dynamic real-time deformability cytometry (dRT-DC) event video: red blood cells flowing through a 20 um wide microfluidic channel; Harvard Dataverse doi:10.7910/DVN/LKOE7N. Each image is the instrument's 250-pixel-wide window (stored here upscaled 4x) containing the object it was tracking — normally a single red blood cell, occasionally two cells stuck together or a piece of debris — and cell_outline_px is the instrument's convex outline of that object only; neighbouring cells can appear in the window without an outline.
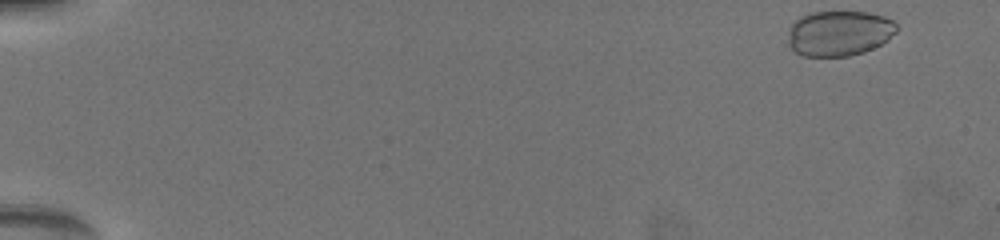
{"species": "common noctule bat (a hibernating species)", "species_latin": "Nyctalus noctula", "temperature_condition": "warm", "stored_images_in_passage": 49, "camera_frame_rate_fps": 3000, "um_per_image_px": 0.085, "animal": {"sex": "female", "body_mass_g": 19.5, "forearm_length_mm": 54.1}, "frame": {"image": 1, "passage_image": 1, "time_ms": 0.0, "image_size_px": [1000, 240], "cell_outline_px": [[900, 28], [888, 40], [864, 52], [848, 56], [804, 56], [796, 52], [788, 44], [788, 32], [792, 24], [800, 16], [812, 12], [868, 12], [884, 16], [892, 20]], "centroid_in_image_um": [71.34, 2.82], "position_along_channel_um": 13.7, "area_um2": 28.78}}
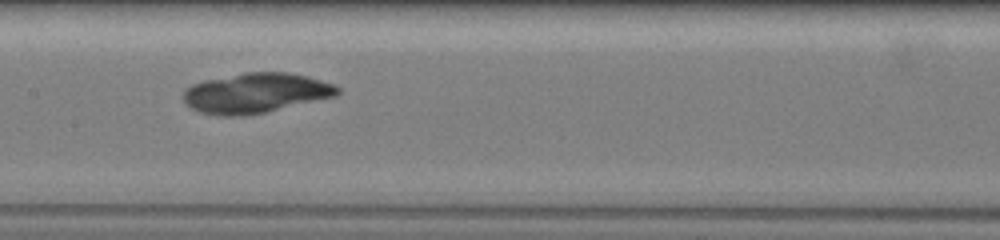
{"frame": {"image": 2, "passage_image": 28, "time_ms": 9.0, "image_size_px": [1000, 240], "cell_outline_px": [[340, 92], [336, 96], [264, 112], [240, 116], [220, 116], [200, 112], [184, 104], [184, 92], [192, 84], [204, 80], [244, 72], [288, 72], [320, 80], [332, 84], [340, 88]], "centroid_in_image_um": [21.71, 7.9], "position_along_channel_um": 185.7, "area_um2": 35.6}}
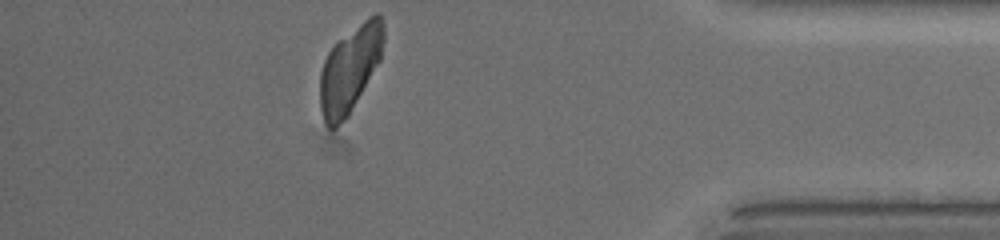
{"frame": {"image": 3, "passage_image": 49, "time_ms": 15.667, "image_size_px": [1000, 240], "cell_outline_px": [[384, 40], [380, 60], [348, 116], [336, 128], [328, 128], [324, 120], [320, 108], [320, 72], [324, 60], [328, 52], [340, 40], [368, 16], [376, 12], [380, 16], [384, 24]], "centroid_in_image_um": [29.74, 5.88], "position_along_channel_um": 405.5, "area_um2": 31.67}}